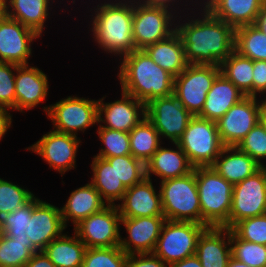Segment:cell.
Instances as JSON below:
<instances>
[{
    "label": "cell",
    "mask_w": 266,
    "mask_h": 267,
    "mask_svg": "<svg viewBox=\"0 0 266 267\" xmlns=\"http://www.w3.org/2000/svg\"><path fill=\"white\" fill-rule=\"evenodd\" d=\"M119 73L121 90L145 105L156 98L174 94V76L162 69L143 49L121 58Z\"/></svg>",
    "instance_id": "cell-3"
},
{
    "label": "cell",
    "mask_w": 266,
    "mask_h": 267,
    "mask_svg": "<svg viewBox=\"0 0 266 267\" xmlns=\"http://www.w3.org/2000/svg\"><path fill=\"white\" fill-rule=\"evenodd\" d=\"M24 267H56L45 254L44 251L36 252L32 258H30Z\"/></svg>",
    "instance_id": "cell-47"
},
{
    "label": "cell",
    "mask_w": 266,
    "mask_h": 267,
    "mask_svg": "<svg viewBox=\"0 0 266 267\" xmlns=\"http://www.w3.org/2000/svg\"><path fill=\"white\" fill-rule=\"evenodd\" d=\"M169 267H202L196 255L187 257L179 262L171 264Z\"/></svg>",
    "instance_id": "cell-50"
},
{
    "label": "cell",
    "mask_w": 266,
    "mask_h": 267,
    "mask_svg": "<svg viewBox=\"0 0 266 267\" xmlns=\"http://www.w3.org/2000/svg\"><path fill=\"white\" fill-rule=\"evenodd\" d=\"M103 1L90 10H94L90 21L92 38L106 53L122 58L137 50L133 39L134 0Z\"/></svg>",
    "instance_id": "cell-2"
},
{
    "label": "cell",
    "mask_w": 266,
    "mask_h": 267,
    "mask_svg": "<svg viewBox=\"0 0 266 267\" xmlns=\"http://www.w3.org/2000/svg\"><path fill=\"white\" fill-rule=\"evenodd\" d=\"M244 97L245 94L220 73L208 91L204 108L198 116L216 122Z\"/></svg>",
    "instance_id": "cell-24"
},
{
    "label": "cell",
    "mask_w": 266,
    "mask_h": 267,
    "mask_svg": "<svg viewBox=\"0 0 266 267\" xmlns=\"http://www.w3.org/2000/svg\"><path fill=\"white\" fill-rule=\"evenodd\" d=\"M213 1L214 0H200V2H197V4L200 5L201 9H206Z\"/></svg>",
    "instance_id": "cell-54"
},
{
    "label": "cell",
    "mask_w": 266,
    "mask_h": 267,
    "mask_svg": "<svg viewBox=\"0 0 266 267\" xmlns=\"http://www.w3.org/2000/svg\"><path fill=\"white\" fill-rule=\"evenodd\" d=\"M39 37L34 30L5 15L0 21V62L28 65L31 44Z\"/></svg>",
    "instance_id": "cell-16"
},
{
    "label": "cell",
    "mask_w": 266,
    "mask_h": 267,
    "mask_svg": "<svg viewBox=\"0 0 266 267\" xmlns=\"http://www.w3.org/2000/svg\"><path fill=\"white\" fill-rule=\"evenodd\" d=\"M202 225L229 228L233 184L219 175L212 166L195 168Z\"/></svg>",
    "instance_id": "cell-4"
},
{
    "label": "cell",
    "mask_w": 266,
    "mask_h": 267,
    "mask_svg": "<svg viewBox=\"0 0 266 267\" xmlns=\"http://www.w3.org/2000/svg\"><path fill=\"white\" fill-rule=\"evenodd\" d=\"M235 51L252 61H266V35L254 24L236 28Z\"/></svg>",
    "instance_id": "cell-35"
},
{
    "label": "cell",
    "mask_w": 266,
    "mask_h": 267,
    "mask_svg": "<svg viewBox=\"0 0 266 267\" xmlns=\"http://www.w3.org/2000/svg\"><path fill=\"white\" fill-rule=\"evenodd\" d=\"M195 255L202 267H227L232 257L230 229L207 227L198 238Z\"/></svg>",
    "instance_id": "cell-22"
},
{
    "label": "cell",
    "mask_w": 266,
    "mask_h": 267,
    "mask_svg": "<svg viewBox=\"0 0 266 267\" xmlns=\"http://www.w3.org/2000/svg\"><path fill=\"white\" fill-rule=\"evenodd\" d=\"M53 123V130L78 135L98 124V100L77 96L62 98L55 104L43 107ZM97 123V124H96Z\"/></svg>",
    "instance_id": "cell-8"
},
{
    "label": "cell",
    "mask_w": 266,
    "mask_h": 267,
    "mask_svg": "<svg viewBox=\"0 0 266 267\" xmlns=\"http://www.w3.org/2000/svg\"><path fill=\"white\" fill-rule=\"evenodd\" d=\"M189 14L186 20L178 15L176 21V32L182 39L187 62L220 66L235 50L236 29L215 18L207 9H201L197 19Z\"/></svg>",
    "instance_id": "cell-1"
},
{
    "label": "cell",
    "mask_w": 266,
    "mask_h": 267,
    "mask_svg": "<svg viewBox=\"0 0 266 267\" xmlns=\"http://www.w3.org/2000/svg\"><path fill=\"white\" fill-rule=\"evenodd\" d=\"M12 121L13 119L10 112L5 108L0 107V140H2L8 129L11 127Z\"/></svg>",
    "instance_id": "cell-49"
},
{
    "label": "cell",
    "mask_w": 266,
    "mask_h": 267,
    "mask_svg": "<svg viewBox=\"0 0 266 267\" xmlns=\"http://www.w3.org/2000/svg\"><path fill=\"white\" fill-rule=\"evenodd\" d=\"M206 228L199 223L166 220L153 254L168 266L193 256L198 238Z\"/></svg>",
    "instance_id": "cell-7"
},
{
    "label": "cell",
    "mask_w": 266,
    "mask_h": 267,
    "mask_svg": "<svg viewBox=\"0 0 266 267\" xmlns=\"http://www.w3.org/2000/svg\"><path fill=\"white\" fill-rule=\"evenodd\" d=\"M259 122L264 127L266 131V99L262 101V107L260 110Z\"/></svg>",
    "instance_id": "cell-52"
},
{
    "label": "cell",
    "mask_w": 266,
    "mask_h": 267,
    "mask_svg": "<svg viewBox=\"0 0 266 267\" xmlns=\"http://www.w3.org/2000/svg\"><path fill=\"white\" fill-rule=\"evenodd\" d=\"M106 206L107 203L100 193L89 182L70 193L65 205L60 207V212L66 228L69 221H72L75 227L82 220Z\"/></svg>",
    "instance_id": "cell-25"
},
{
    "label": "cell",
    "mask_w": 266,
    "mask_h": 267,
    "mask_svg": "<svg viewBox=\"0 0 266 267\" xmlns=\"http://www.w3.org/2000/svg\"><path fill=\"white\" fill-rule=\"evenodd\" d=\"M121 93V98L114 102L104 103L105 97L98 99V124L99 127L129 133L146 117L145 104L132 95Z\"/></svg>",
    "instance_id": "cell-17"
},
{
    "label": "cell",
    "mask_w": 266,
    "mask_h": 267,
    "mask_svg": "<svg viewBox=\"0 0 266 267\" xmlns=\"http://www.w3.org/2000/svg\"><path fill=\"white\" fill-rule=\"evenodd\" d=\"M127 256L119 246L86 248L81 267H126Z\"/></svg>",
    "instance_id": "cell-38"
},
{
    "label": "cell",
    "mask_w": 266,
    "mask_h": 267,
    "mask_svg": "<svg viewBox=\"0 0 266 267\" xmlns=\"http://www.w3.org/2000/svg\"><path fill=\"white\" fill-rule=\"evenodd\" d=\"M231 256L250 267L266 265V246L238 238L230 230Z\"/></svg>",
    "instance_id": "cell-36"
},
{
    "label": "cell",
    "mask_w": 266,
    "mask_h": 267,
    "mask_svg": "<svg viewBox=\"0 0 266 267\" xmlns=\"http://www.w3.org/2000/svg\"><path fill=\"white\" fill-rule=\"evenodd\" d=\"M2 235H3V230H2V228L0 226V239L2 238Z\"/></svg>",
    "instance_id": "cell-57"
},
{
    "label": "cell",
    "mask_w": 266,
    "mask_h": 267,
    "mask_svg": "<svg viewBox=\"0 0 266 267\" xmlns=\"http://www.w3.org/2000/svg\"><path fill=\"white\" fill-rule=\"evenodd\" d=\"M143 50L154 63L174 77L178 76L189 64L185 58L182 39L177 32L165 40L146 46Z\"/></svg>",
    "instance_id": "cell-29"
},
{
    "label": "cell",
    "mask_w": 266,
    "mask_h": 267,
    "mask_svg": "<svg viewBox=\"0 0 266 267\" xmlns=\"http://www.w3.org/2000/svg\"><path fill=\"white\" fill-rule=\"evenodd\" d=\"M129 137L131 155L144 164L163 143L158 131L146 117L129 132Z\"/></svg>",
    "instance_id": "cell-32"
},
{
    "label": "cell",
    "mask_w": 266,
    "mask_h": 267,
    "mask_svg": "<svg viewBox=\"0 0 266 267\" xmlns=\"http://www.w3.org/2000/svg\"><path fill=\"white\" fill-rule=\"evenodd\" d=\"M174 148L160 146L151 159L145 164L146 177L151 179L156 175L161 180L183 177L193 171L186 154L177 143H173Z\"/></svg>",
    "instance_id": "cell-23"
},
{
    "label": "cell",
    "mask_w": 266,
    "mask_h": 267,
    "mask_svg": "<svg viewBox=\"0 0 266 267\" xmlns=\"http://www.w3.org/2000/svg\"><path fill=\"white\" fill-rule=\"evenodd\" d=\"M73 235L63 233L43 250L56 267L82 266L86 246L75 232Z\"/></svg>",
    "instance_id": "cell-31"
},
{
    "label": "cell",
    "mask_w": 266,
    "mask_h": 267,
    "mask_svg": "<svg viewBox=\"0 0 266 267\" xmlns=\"http://www.w3.org/2000/svg\"><path fill=\"white\" fill-rule=\"evenodd\" d=\"M91 165V184L100 193L107 205H116L115 201H121L127 188L117 178L114 165L105 158L94 156Z\"/></svg>",
    "instance_id": "cell-30"
},
{
    "label": "cell",
    "mask_w": 266,
    "mask_h": 267,
    "mask_svg": "<svg viewBox=\"0 0 266 267\" xmlns=\"http://www.w3.org/2000/svg\"><path fill=\"white\" fill-rule=\"evenodd\" d=\"M165 221L164 216L121 218L128 235L121 236L119 247L127 255L153 253Z\"/></svg>",
    "instance_id": "cell-19"
},
{
    "label": "cell",
    "mask_w": 266,
    "mask_h": 267,
    "mask_svg": "<svg viewBox=\"0 0 266 267\" xmlns=\"http://www.w3.org/2000/svg\"><path fill=\"white\" fill-rule=\"evenodd\" d=\"M97 133L104 144L97 157L110 158L115 156L130 155V137L128 132H122L104 127H98Z\"/></svg>",
    "instance_id": "cell-39"
},
{
    "label": "cell",
    "mask_w": 266,
    "mask_h": 267,
    "mask_svg": "<svg viewBox=\"0 0 266 267\" xmlns=\"http://www.w3.org/2000/svg\"><path fill=\"white\" fill-rule=\"evenodd\" d=\"M114 165L117 178L121 180L126 188L140 183L146 177L145 164L131 154L105 158Z\"/></svg>",
    "instance_id": "cell-37"
},
{
    "label": "cell",
    "mask_w": 266,
    "mask_h": 267,
    "mask_svg": "<svg viewBox=\"0 0 266 267\" xmlns=\"http://www.w3.org/2000/svg\"><path fill=\"white\" fill-rule=\"evenodd\" d=\"M259 94H266V61H253V97Z\"/></svg>",
    "instance_id": "cell-46"
},
{
    "label": "cell",
    "mask_w": 266,
    "mask_h": 267,
    "mask_svg": "<svg viewBox=\"0 0 266 267\" xmlns=\"http://www.w3.org/2000/svg\"><path fill=\"white\" fill-rule=\"evenodd\" d=\"M159 191L166 220L202 224L195 168L183 177L160 181Z\"/></svg>",
    "instance_id": "cell-5"
},
{
    "label": "cell",
    "mask_w": 266,
    "mask_h": 267,
    "mask_svg": "<svg viewBox=\"0 0 266 267\" xmlns=\"http://www.w3.org/2000/svg\"><path fill=\"white\" fill-rule=\"evenodd\" d=\"M176 143L194 168L212 166L225 147L219 137L217 123L199 116L192 117Z\"/></svg>",
    "instance_id": "cell-6"
},
{
    "label": "cell",
    "mask_w": 266,
    "mask_h": 267,
    "mask_svg": "<svg viewBox=\"0 0 266 267\" xmlns=\"http://www.w3.org/2000/svg\"><path fill=\"white\" fill-rule=\"evenodd\" d=\"M136 1L142 4H145V5L166 7V8L171 9L172 11L174 10V12H176L179 15L181 14L179 13V10H180L179 7L181 5L180 3L182 0H136ZM187 1L189 2V0L183 1L182 5H184V3Z\"/></svg>",
    "instance_id": "cell-48"
},
{
    "label": "cell",
    "mask_w": 266,
    "mask_h": 267,
    "mask_svg": "<svg viewBox=\"0 0 266 267\" xmlns=\"http://www.w3.org/2000/svg\"><path fill=\"white\" fill-rule=\"evenodd\" d=\"M221 73L230 80L245 96L253 97V61L233 51L220 64Z\"/></svg>",
    "instance_id": "cell-33"
},
{
    "label": "cell",
    "mask_w": 266,
    "mask_h": 267,
    "mask_svg": "<svg viewBox=\"0 0 266 267\" xmlns=\"http://www.w3.org/2000/svg\"><path fill=\"white\" fill-rule=\"evenodd\" d=\"M220 73V66L188 64L174 77V95L187 111L198 116L204 108L208 91Z\"/></svg>",
    "instance_id": "cell-10"
},
{
    "label": "cell",
    "mask_w": 266,
    "mask_h": 267,
    "mask_svg": "<svg viewBox=\"0 0 266 267\" xmlns=\"http://www.w3.org/2000/svg\"><path fill=\"white\" fill-rule=\"evenodd\" d=\"M120 225L121 216L117 205H107L73 229L86 248L114 247L120 245Z\"/></svg>",
    "instance_id": "cell-12"
},
{
    "label": "cell",
    "mask_w": 266,
    "mask_h": 267,
    "mask_svg": "<svg viewBox=\"0 0 266 267\" xmlns=\"http://www.w3.org/2000/svg\"><path fill=\"white\" fill-rule=\"evenodd\" d=\"M177 13L169 8L150 6L134 0L133 39L136 49L165 40L176 32Z\"/></svg>",
    "instance_id": "cell-9"
},
{
    "label": "cell",
    "mask_w": 266,
    "mask_h": 267,
    "mask_svg": "<svg viewBox=\"0 0 266 267\" xmlns=\"http://www.w3.org/2000/svg\"><path fill=\"white\" fill-rule=\"evenodd\" d=\"M230 230L242 240L266 246V214L241 220Z\"/></svg>",
    "instance_id": "cell-41"
},
{
    "label": "cell",
    "mask_w": 266,
    "mask_h": 267,
    "mask_svg": "<svg viewBox=\"0 0 266 267\" xmlns=\"http://www.w3.org/2000/svg\"><path fill=\"white\" fill-rule=\"evenodd\" d=\"M33 197L28 189L0 178V218L24 206Z\"/></svg>",
    "instance_id": "cell-40"
},
{
    "label": "cell",
    "mask_w": 266,
    "mask_h": 267,
    "mask_svg": "<svg viewBox=\"0 0 266 267\" xmlns=\"http://www.w3.org/2000/svg\"><path fill=\"white\" fill-rule=\"evenodd\" d=\"M66 230L60 208L33 197V210L31 217H28L27 237L32 244L43 251L46 246Z\"/></svg>",
    "instance_id": "cell-18"
},
{
    "label": "cell",
    "mask_w": 266,
    "mask_h": 267,
    "mask_svg": "<svg viewBox=\"0 0 266 267\" xmlns=\"http://www.w3.org/2000/svg\"><path fill=\"white\" fill-rule=\"evenodd\" d=\"M266 214V166L234 184L229 229L237 222Z\"/></svg>",
    "instance_id": "cell-11"
},
{
    "label": "cell",
    "mask_w": 266,
    "mask_h": 267,
    "mask_svg": "<svg viewBox=\"0 0 266 267\" xmlns=\"http://www.w3.org/2000/svg\"><path fill=\"white\" fill-rule=\"evenodd\" d=\"M32 210L33 198L24 206L0 218V226L3 230V234L7 236H25L28 217H31Z\"/></svg>",
    "instance_id": "cell-43"
},
{
    "label": "cell",
    "mask_w": 266,
    "mask_h": 267,
    "mask_svg": "<svg viewBox=\"0 0 266 267\" xmlns=\"http://www.w3.org/2000/svg\"><path fill=\"white\" fill-rule=\"evenodd\" d=\"M246 96L233 105L217 123L219 137L224 146H237L259 122L263 98Z\"/></svg>",
    "instance_id": "cell-14"
},
{
    "label": "cell",
    "mask_w": 266,
    "mask_h": 267,
    "mask_svg": "<svg viewBox=\"0 0 266 267\" xmlns=\"http://www.w3.org/2000/svg\"><path fill=\"white\" fill-rule=\"evenodd\" d=\"M39 250L25 236L2 235L0 239V267H24Z\"/></svg>",
    "instance_id": "cell-34"
},
{
    "label": "cell",
    "mask_w": 266,
    "mask_h": 267,
    "mask_svg": "<svg viewBox=\"0 0 266 267\" xmlns=\"http://www.w3.org/2000/svg\"><path fill=\"white\" fill-rule=\"evenodd\" d=\"M126 267H169L153 253L130 254L127 256Z\"/></svg>",
    "instance_id": "cell-45"
},
{
    "label": "cell",
    "mask_w": 266,
    "mask_h": 267,
    "mask_svg": "<svg viewBox=\"0 0 266 267\" xmlns=\"http://www.w3.org/2000/svg\"><path fill=\"white\" fill-rule=\"evenodd\" d=\"M17 65L0 62V107L15 110V74ZM10 109V110H9Z\"/></svg>",
    "instance_id": "cell-44"
},
{
    "label": "cell",
    "mask_w": 266,
    "mask_h": 267,
    "mask_svg": "<svg viewBox=\"0 0 266 267\" xmlns=\"http://www.w3.org/2000/svg\"><path fill=\"white\" fill-rule=\"evenodd\" d=\"M212 167L231 184L255 174L262 166L236 146H225Z\"/></svg>",
    "instance_id": "cell-27"
},
{
    "label": "cell",
    "mask_w": 266,
    "mask_h": 267,
    "mask_svg": "<svg viewBox=\"0 0 266 267\" xmlns=\"http://www.w3.org/2000/svg\"><path fill=\"white\" fill-rule=\"evenodd\" d=\"M191 1H192V2H194V4H193V3H190ZM195 1H196V2H195ZM195 1H193V0H190V2H189V6H190L191 4H192V6H194V5L196 6V5H197V2H198V0H195ZM195 3H196V4H195Z\"/></svg>",
    "instance_id": "cell-56"
},
{
    "label": "cell",
    "mask_w": 266,
    "mask_h": 267,
    "mask_svg": "<svg viewBox=\"0 0 266 267\" xmlns=\"http://www.w3.org/2000/svg\"><path fill=\"white\" fill-rule=\"evenodd\" d=\"M48 77L36 66L17 65L15 74V110L23 113L37 107L48 95Z\"/></svg>",
    "instance_id": "cell-21"
},
{
    "label": "cell",
    "mask_w": 266,
    "mask_h": 267,
    "mask_svg": "<svg viewBox=\"0 0 266 267\" xmlns=\"http://www.w3.org/2000/svg\"><path fill=\"white\" fill-rule=\"evenodd\" d=\"M6 15L5 13V4L3 0H0V21L3 19V17Z\"/></svg>",
    "instance_id": "cell-55"
},
{
    "label": "cell",
    "mask_w": 266,
    "mask_h": 267,
    "mask_svg": "<svg viewBox=\"0 0 266 267\" xmlns=\"http://www.w3.org/2000/svg\"><path fill=\"white\" fill-rule=\"evenodd\" d=\"M265 0H214L206 9L235 29L253 25Z\"/></svg>",
    "instance_id": "cell-26"
},
{
    "label": "cell",
    "mask_w": 266,
    "mask_h": 267,
    "mask_svg": "<svg viewBox=\"0 0 266 267\" xmlns=\"http://www.w3.org/2000/svg\"><path fill=\"white\" fill-rule=\"evenodd\" d=\"M81 143L78 136L51 130L26 148L38 154L50 168L61 173V176L76 166V154Z\"/></svg>",
    "instance_id": "cell-15"
},
{
    "label": "cell",
    "mask_w": 266,
    "mask_h": 267,
    "mask_svg": "<svg viewBox=\"0 0 266 267\" xmlns=\"http://www.w3.org/2000/svg\"><path fill=\"white\" fill-rule=\"evenodd\" d=\"M254 25L266 35V0L264 1L262 8L260 9Z\"/></svg>",
    "instance_id": "cell-51"
},
{
    "label": "cell",
    "mask_w": 266,
    "mask_h": 267,
    "mask_svg": "<svg viewBox=\"0 0 266 267\" xmlns=\"http://www.w3.org/2000/svg\"><path fill=\"white\" fill-rule=\"evenodd\" d=\"M6 16L19 21L24 26L42 36L44 24L49 18L54 0H3ZM51 1V3H50ZM51 8V9H50Z\"/></svg>",
    "instance_id": "cell-28"
},
{
    "label": "cell",
    "mask_w": 266,
    "mask_h": 267,
    "mask_svg": "<svg viewBox=\"0 0 266 267\" xmlns=\"http://www.w3.org/2000/svg\"><path fill=\"white\" fill-rule=\"evenodd\" d=\"M145 113L160 138H167L172 143L181 138L193 117L174 94L153 99L145 105Z\"/></svg>",
    "instance_id": "cell-13"
},
{
    "label": "cell",
    "mask_w": 266,
    "mask_h": 267,
    "mask_svg": "<svg viewBox=\"0 0 266 267\" xmlns=\"http://www.w3.org/2000/svg\"><path fill=\"white\" fill-rule=\"evenodd\" d=\"M236 147L256 160L262 167L266 166L263 163L266 160V131L260 122L251 129Z\"/></svg>",
    "instance_id": "cell-42"
},
{
    "label": "cell",
    "mask_w": 266,
    "mask_h": 267,
    "mask_svg": "<svg viewBox=\"0 0 266 267\" xmlns=\"http://www.w3.org/2000/svg\"><path fill=\"white\" fill-rule=\"evenodd\" d=\"M156 192L152 179L147 177L127 188L121 203L116 204L121 218L164 216L160 191Z\"/></svg>",
    "instance_id": "cell-20"
},
{
    "label": "cell",
    "mask_w": 266,
    "mask_h": 267,
    "mask_svg": "<svg viewBox=\"0 0 266 267\" xmlns=\"http://www.w3.org/2000/svg\"><path fill=\"white\" fill-rule=\"evenodd\" d=\"M227 267H250V266L231 257L230 260L228 261Z\"/></svg>",
    "instance_id": "cell-53"
}]
</instances>
